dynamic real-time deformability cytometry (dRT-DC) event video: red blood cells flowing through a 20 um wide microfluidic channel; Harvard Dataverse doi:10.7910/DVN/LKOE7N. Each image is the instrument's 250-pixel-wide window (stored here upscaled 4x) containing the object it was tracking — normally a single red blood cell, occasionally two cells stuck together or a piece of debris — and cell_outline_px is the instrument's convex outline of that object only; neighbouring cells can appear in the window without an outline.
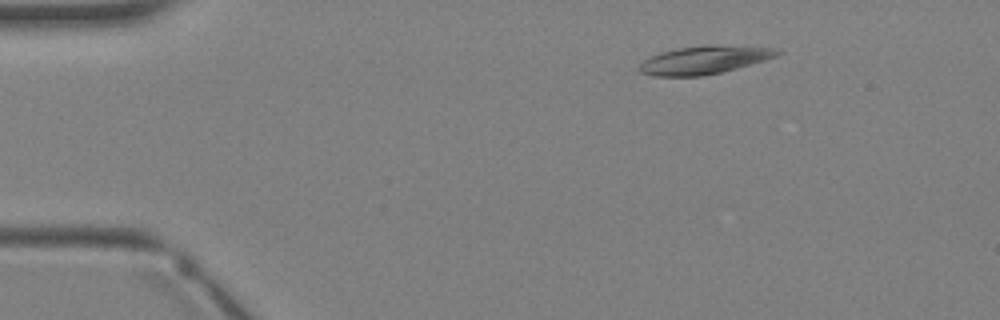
{"species": "Egyptian fruit bat (a non-hibernating species)", "species_latin": "Rousettus aegyptiacus", "temperature_condition": "warm", "stored_images_in_passage": 4, "camera_frame_rate_fps": 3000, "um_per_image_px": 0.085, "animal": {"sex": "female"}, "frame": {"image": 1, "passage_image": 2, "time_ms": 1.0, "image_size_px": [1000, 320], "cell_outline_px": [[780, 52], [776, 56], [764, 60], [736, 68], [720, 72], [700, 76], [652, 76], [640, 72], [636, 68], [644, 60], [660, 52], [676, 48], [704, 44], [720, 44], [780, 48]], "centroid_in_image_um": [59.85, 5.07], "position_along_channel_um": 25.2, "area_um2": 22.83}}